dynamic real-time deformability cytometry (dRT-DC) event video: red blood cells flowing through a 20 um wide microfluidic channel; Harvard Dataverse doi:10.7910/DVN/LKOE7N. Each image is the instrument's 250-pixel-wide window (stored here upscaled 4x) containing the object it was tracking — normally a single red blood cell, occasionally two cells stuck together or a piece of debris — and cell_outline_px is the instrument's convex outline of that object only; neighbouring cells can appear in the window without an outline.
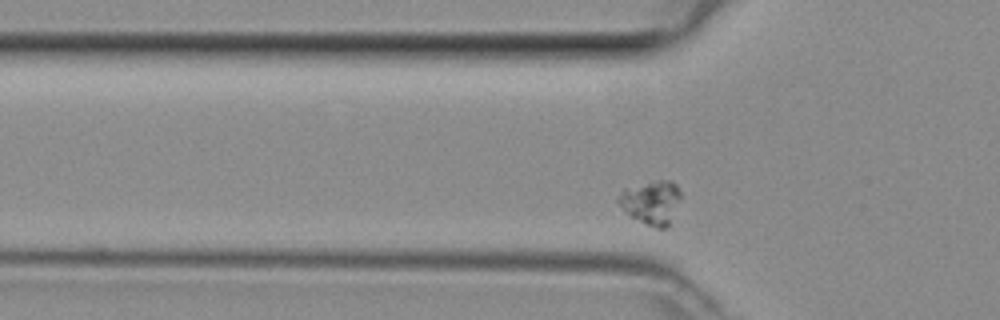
{"species": "common noctule bat (a hibernating species)", "species_latin": "Nyctalus noctula", "temperature_condition": "room temperature", "stored_images_in_passage": 39, "segment_of_instrument_passage": [1, 2], "camera_frame_rate_fps": 3000, "um_per_image_px": 0.085, "animal": {"sex": "female", "body_mass_g": 29.2, "forearm_length_mm": 56.3}, "frame": {"image": 1, "passage_image": 4, "time_ms": 1.0, "image_size_px": [1000, 320], "cell_outline_px": [[680, 196], [668, 224], [664, 228], [656, 228], [628, 216], [616, 200], [616, 196], [624, 188], [660, 180], [672, 180], [676, 184], [680, 192]], "centroid_in_image_um": [55.29, 17.18], "position_along_channel_um": 70.5, "area_um2": 15.61}}
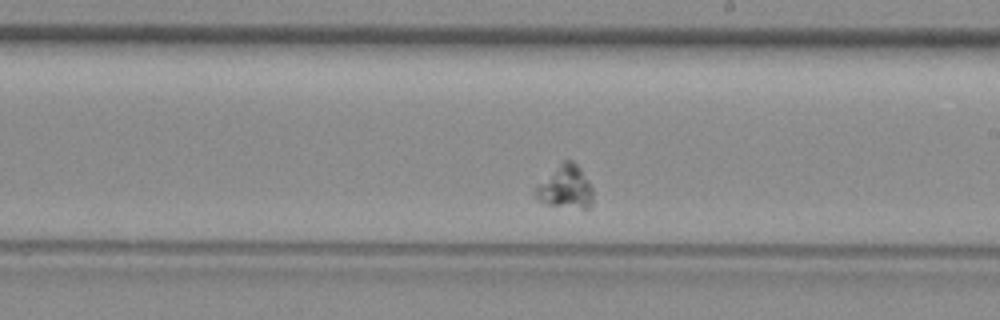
{"frame": {"image": 2, "passage_image": 17, "time_ms": 5.333, "image_size_px": [1000, 320], "cell_outline_px": [[592, 204], [588, 208], [580, 208], [544, 204], [536, 200], [536, 184], [564, 160], [572, 160], [580, 168], [588, 180], [592, 188]], "centroid_in_image_um": [48.05, 15.91], "position_along_channel_um": 240.9, "area_um2": 14.33}}
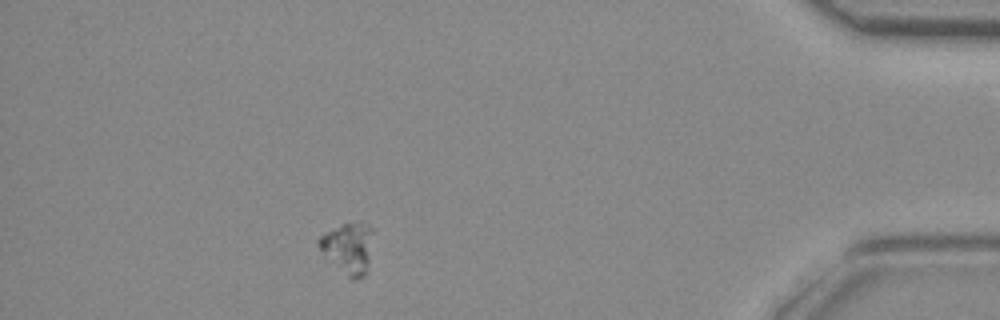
{"frame": {"image": 3, "passage_image": 33, "time_ms": 10.667, "image_size_px": [1000, 320], "cell_outline_px": [[372, 232], [368, 264], [364, 276], [356, 280], [348, 280], [316, 244], [316, 240], [320, 236], [344, 224], [368, 224], [372, 228]], "centroid_in_image_um": [29.59, 21.14], "position_along_channel_um": 405.6, "area_um2": 15.66}}